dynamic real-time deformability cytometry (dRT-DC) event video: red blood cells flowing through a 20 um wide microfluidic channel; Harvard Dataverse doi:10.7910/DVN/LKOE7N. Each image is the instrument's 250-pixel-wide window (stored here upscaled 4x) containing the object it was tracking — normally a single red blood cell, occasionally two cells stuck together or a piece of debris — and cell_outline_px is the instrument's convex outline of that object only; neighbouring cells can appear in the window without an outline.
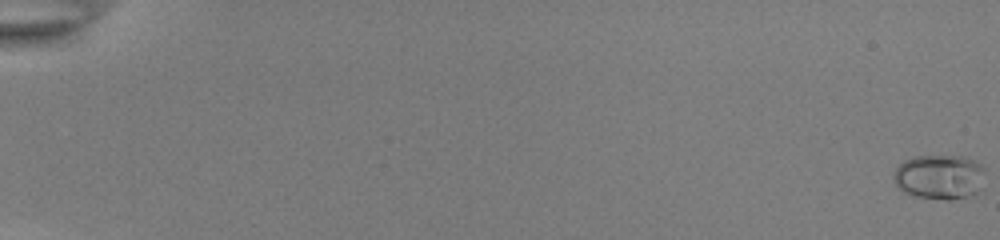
{"species": "common noctule bat (a hibernating species)", "species_latin": "Nyctalus noctula", "temperature_condition": "room temperature", "stored_images_in_passage": 55, "camera_frame_rate_fps": 3000, "um_per_image_px": 0.085, "animal": {"sex": "female", "body_mass_g": 22.0, "forearm_length_mm": 56.7}, "frame": {"image": 1, "passage_image": 1, "time_ms": 0.0, "image_size_px": [1000, 240], "cell_outline_px": [[984, 168], [976, 192], [968, 196], [948, 200], [916, 196], [904, 192], [896, 184], [892, 176], [892, 172], [904, 160], [916, 156], [964, 156], [976, 160]], "centroid_in_image_um": [79.8, 15.01], "position_along_channel_um": 5.2, "area_um2": 23.52}}
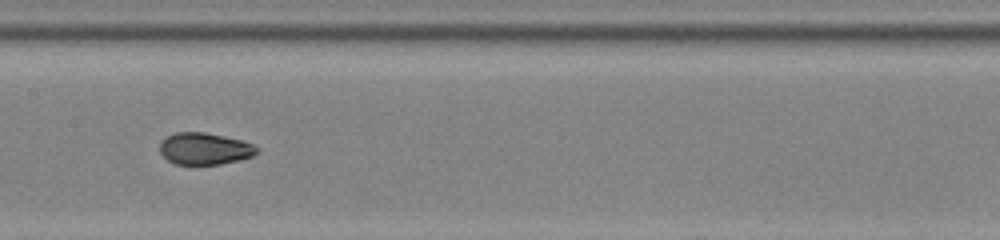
{"frame": {"image": 2, "passage_image": 31, "time_ms": 10.0, "image_size_px": [1000, 240], "cell_outline_px": [[260, 152], [252, 156], [240, 160], [220, 164], [176, 164], [168, 160], [160, 152], [160, 140], [176, 132], [204, 132], [244, 140], [260, 148]], "centroid_in_image_um": [17.43, 12.63], "position_along_channel_um": 190.0, "area_um2": 18.15}}
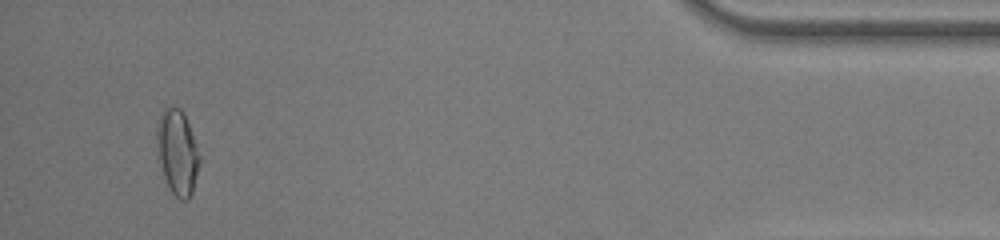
{"frame": {"image": 3, "passage_image": 53, "time_ms": 17.333, "image_size_px": [1000, 240], "cell_outline_px": [[200, 160], [192, 192], [188, 200], [180, 200], [172, 192], [164, 176], [156, 156], [156, 128], [160, 116], [164, 108], [180, 108], [184, 112], [196, 144], [200, 156]], "centroid_in_image_um": [15.05, 12.94], "position_along_channel_um": 420.1, "area_um2": 21.1}, "authors_computed_cell_mechanics": {"area_um2": 18.7272, "velocity_mm_per_s": 3.9038, "shape_relaxation_time_tau1_ms": null, "shape_relaxation_time_tau2_ms": 1.0862, "deformation_change_tau1": null, "deformation_change_tau2": 0.0504}}